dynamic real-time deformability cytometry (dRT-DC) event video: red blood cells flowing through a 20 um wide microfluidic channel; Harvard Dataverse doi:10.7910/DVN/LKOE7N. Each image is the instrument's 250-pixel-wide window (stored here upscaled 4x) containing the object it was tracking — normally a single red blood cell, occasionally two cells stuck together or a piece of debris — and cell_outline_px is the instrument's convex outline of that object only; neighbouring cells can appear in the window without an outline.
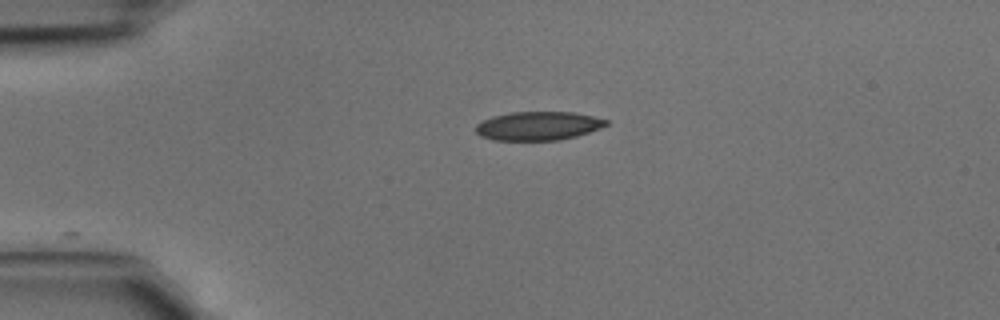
{"species": "common noctule bat (a hibernating species)", "species_latin": "Nyctalus noctula", "temperature_condition": "cold", "stored_images_in_passage": 16, "camera_frame_rate_fps": 3000, "um_per_image_px": 0.085, "animal": {"sex": "male", "body_mass_g": 15.6}, "frame": {"image": 1, "passage_image": 1, "time_ms": 0.0, "image_size_px": [1000, 320], "cell_outline_px": [[608, 124], [600, 128], [576, 136], [560, 140], [492, 140], [480, 136], [476, 132], [476, 124], [492, 116], [512, 112], [572, 112], [592, 116], [608, 120]], "centroid_in_image_um": [45.72, 10.7], "position_along_channel_um": 39.3, "area_um2": 21.73}}